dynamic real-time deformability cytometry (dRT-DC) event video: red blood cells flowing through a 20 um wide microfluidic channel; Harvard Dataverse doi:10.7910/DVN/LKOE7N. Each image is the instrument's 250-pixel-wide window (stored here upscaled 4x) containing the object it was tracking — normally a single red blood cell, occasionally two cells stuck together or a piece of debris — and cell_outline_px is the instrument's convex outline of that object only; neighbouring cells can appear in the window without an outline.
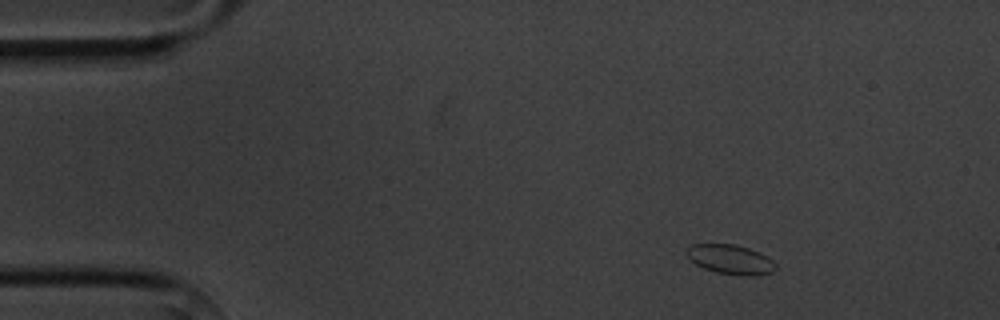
{"species": "common noctule bat (a hibernating species)", "species_latin": "Nyctalus noctula", "temperature_condition": "cold", "stored_images_in_passage": 3, "camera_frame_rate_fps": 3000, "um_per_image_px": 0.085, "animal": {"sex": "male", "body_mass_g": 20.1, "forearm_length_mm": 53.5}, "frame": {"image": 1, "passage_image": 1, "time_ms": 0.0, "image_size_px": [1000, 320], "cell_outline_px": [[776, 268], [772, 272], [756, 276], [740, 276], [716, 272], [704, 268], [696, 264], [684, 252], [692, 244], [736, 244], [760, 252], [768, 256], [776, 264]], "centroid_in_image_um": [62.12, 22.05], "position_along_channel_um": 22.9, "area_um2": 15.43}}